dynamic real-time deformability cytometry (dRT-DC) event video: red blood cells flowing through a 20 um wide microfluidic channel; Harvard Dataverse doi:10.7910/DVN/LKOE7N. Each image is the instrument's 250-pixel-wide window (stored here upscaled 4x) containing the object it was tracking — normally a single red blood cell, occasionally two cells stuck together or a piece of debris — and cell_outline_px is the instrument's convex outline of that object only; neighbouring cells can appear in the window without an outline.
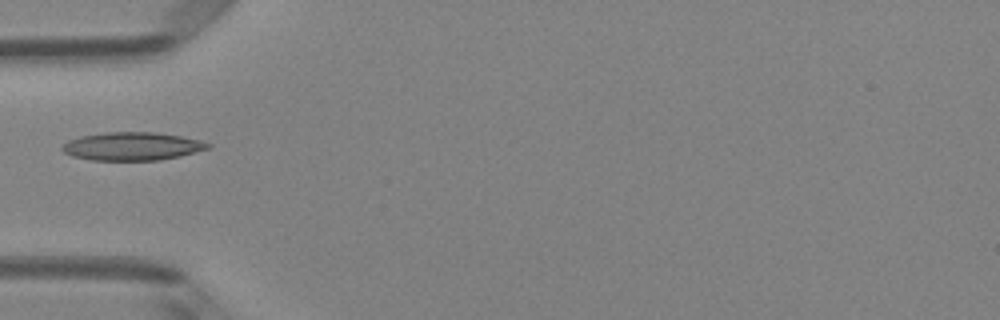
{"species": "Egyptian fruit bat (a non-hibernating species)", "species_latin": "Rousettus aegyptiacus", "temperature_condition": "room temperature", "stored_images_in_passage": 6, "camera_frame_rate_fps": 3000, "um_per_image_px": 0.085, "animal": {"sex": "female"}, "frame": {"image": 1, "passage_image": 5, "time_ms": 1.333, "image_size_px": [1000, 320], "cell_outline_px": [[212, 148], [180, 156], [160, 160], [92, 160], [72, 156], [64, 152], [60, 148], [68, 140], [80, 136], [108, 132], [156, 132], [180, 136], [200, 140], [212, 144]], "centroid_in_image_um": [11.26, 12.43], "position_along_channel_um": 73.7, "area_um2": 23.99}}
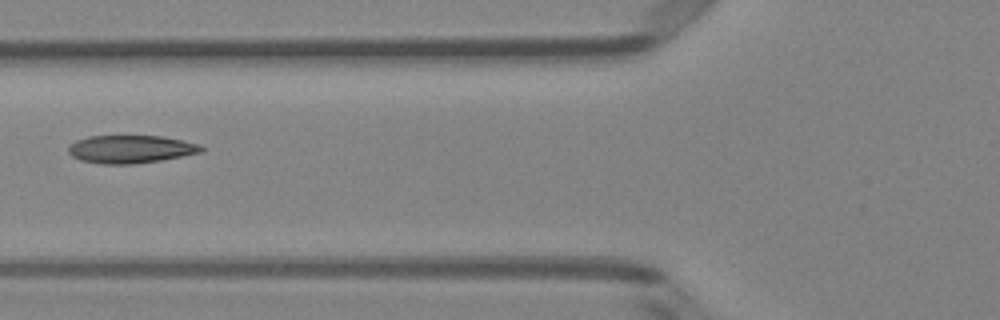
{"frame": {"image": 2, "passage_image": 6, "time_ms": 1.667, "image_size_px": [1000, 320], "cell_outline_px": [[204, 152], [160, 160], [132, 164], [100, 164], [80, 160], [72, 156], [68, 152], [68, 144], [76, 140], [88, 136], [160, 136], [184, 140], [200, 144], [204, 148]], "centroid_in_image_um": [11.1, 12.67], "position_along_channel_um": 114.7, "area_um2": 21.79}}